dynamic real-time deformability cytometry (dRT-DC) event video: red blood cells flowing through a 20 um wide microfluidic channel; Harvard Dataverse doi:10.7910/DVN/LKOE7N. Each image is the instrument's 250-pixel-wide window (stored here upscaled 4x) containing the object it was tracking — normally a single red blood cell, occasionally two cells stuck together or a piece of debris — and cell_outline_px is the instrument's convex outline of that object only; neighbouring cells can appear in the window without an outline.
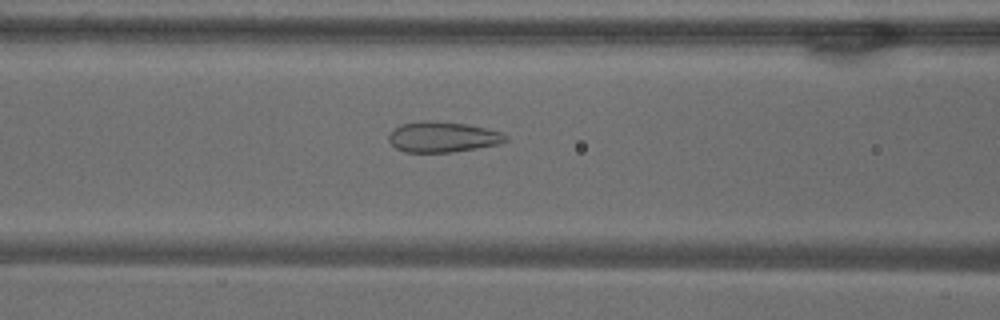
{"species": "common noctule bat (a hibernating species)", "species_latin": "Nyctalus noctula", "temperature_condition": "warm", "stored_images_in_passage": 54, "camera_frame_rate_fps": 3000, "um_per_image_px": 0.085, "animal": {"sex": "male", "body_mass_g": 18.8}, "frame": {"image": 1, "passage_image": 22, "time_ms": 7.0, "image_size_px": [1000, 320], "cell_outline_px": [[508, 140], [500, 144], [452, 152], [404, 152], [396, 148], [388, 140], [388, 136], [400, 124], [420, 120], [428, 120], [468, 124], [504, 132], [508, 136]], "centroid_in_image_um": [37.66, 11.63], "position_along_channel_um": 128.9, "area_um2": 20.98}}
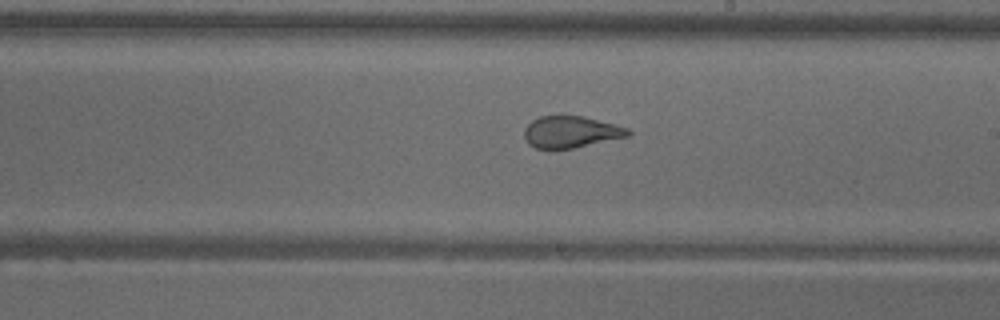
{"frame": {"image": 2, "passage_image": 31, "time_ms": 10.0, "image_size_px": [1000, 320], "cell_outline_px": [[632, 132], [628, 136], [572, 148], [536, 148], [528, 144], [524, 136], [524, 128], [532, 120], [540, 116], [584, 116], [628, 128]], "centroid_in_image_um": [48.5, 11.2], "position_along_channel_um": 240.5, "area_um2": 18.9}}
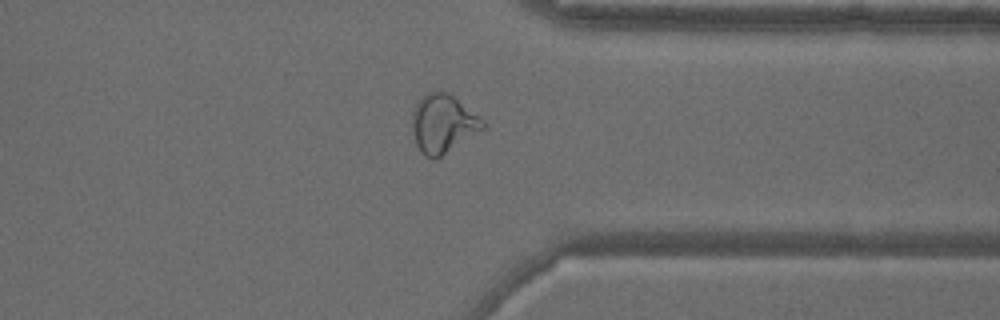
{"frame": {"image": 3, "passage_image": 42, "time_ms": 13.667, "image_size_px": [1000, 320], "cell_outline_px": [[488, 124], [484, 128], [436, 160], [432, 160], [424, 156], [416, 144], [412, 128], [412, 112], [416, 104], [428, 92], [448, 92], [480, 116]], "centroid_in_image_um": [37.66, 10.54], "position_along_channel_um": 373.7, "area_um2": 24.04}, "authors_computed_cell_mechanics": {"area_um2": 24.9696, "velocity_mm_per_s": 3.7157, "shape_relaxation_time_tau1_ms": null, "shape_relaxation_time_tau2_ms": 0.7387, "deformation_change_tau1": null, "deformation_change_tau2": 0.0797}}